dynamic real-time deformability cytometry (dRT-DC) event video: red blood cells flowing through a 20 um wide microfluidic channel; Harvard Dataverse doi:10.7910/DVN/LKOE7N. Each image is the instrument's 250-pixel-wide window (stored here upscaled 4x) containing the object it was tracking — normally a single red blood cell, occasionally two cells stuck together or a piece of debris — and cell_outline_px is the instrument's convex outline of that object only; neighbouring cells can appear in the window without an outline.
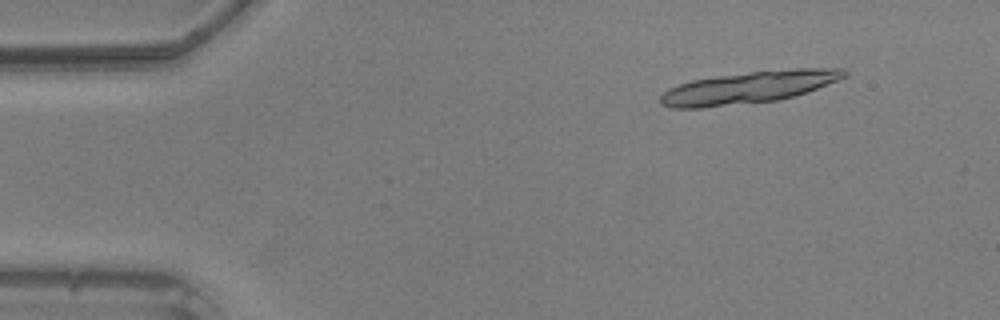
{"species": "common noctule bat (a hibernating species)", "species_latin": "Nyctalus noctula", "temperature_condition": "warm", "stored_images_in_passage": 17, "segment_of_instrument_passage": [1, 4], "camera_frame_rate_fps": 3000, "um_per_image_px": 0.085, "animal": {"sex": "male", "body_mass_g": 20.5, "forearm_length_mm": 52.5}, "frame": {"image": 1, "passage_image": 6, "time_ms": 1.667, "image_size_px": [1000, 320], "cell_outline_px": [[832, 80], [812, 88], [788, 96], [768, 100], [716, 104], [672, 104], [676, 88], [700, 80], [760, 72], [828, 72]], "centroid_in_image_um": [63.61, 7.44], "position_along_channel_um": 21.4, "area_um2": 25.78}}